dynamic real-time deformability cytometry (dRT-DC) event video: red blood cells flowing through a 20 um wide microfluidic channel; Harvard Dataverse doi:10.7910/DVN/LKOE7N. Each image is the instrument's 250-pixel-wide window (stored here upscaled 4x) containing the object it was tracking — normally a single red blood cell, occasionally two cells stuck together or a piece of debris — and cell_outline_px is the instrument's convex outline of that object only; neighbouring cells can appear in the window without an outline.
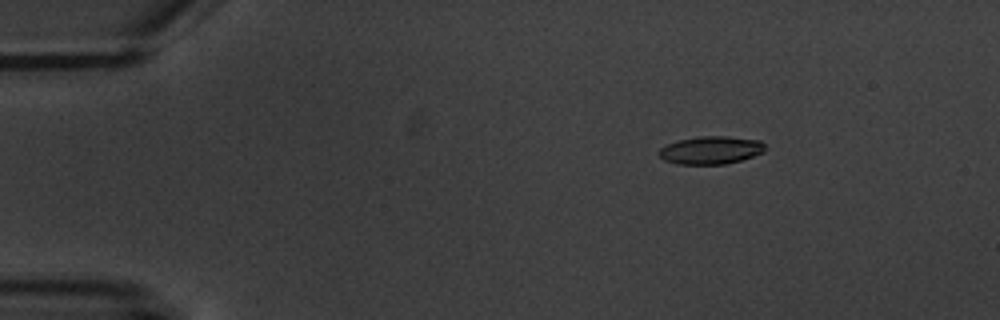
{"species": "common noctule bat (a hibernating species)", "species_latin": "Nyctalus noctula", "temperature_condition": "warm", "stored_images_in_passage": 4, "camera_frame_rate_fps": 3000, "um_per_image_px": 0.085, "animal": {"sex": "male", "body_mass_g": 20.1, "forearm_length_mm": 53.5}, "frame": {"image": 1, "passage_image": 1, "time_ms": 0.0, "image_size_px": [1000, 320], "cell_outline_px": [[764, 152], [740, 160], [724, 164], [676, 164], [664, 160], [656, 152], [660, 148], [668, 144], [680, 140], [700, 136], [728, 136], [760, 140], [764, 144]], "centroid_in_image_um": [60.4, 12.76], "position_along_channel_um": 24.6, "area_um2": 17.17}}
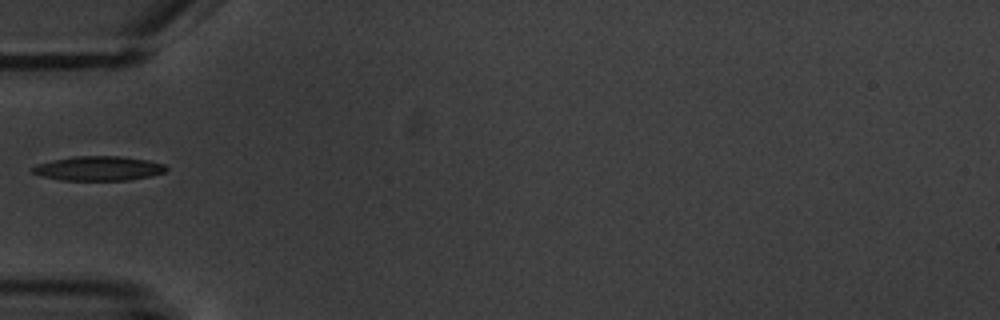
{"frame": {"image": 2, "passage_image": 4, "time_ms": 3.667, "image_size_px": [1000, 320], "cell_outline_px": [[168, 168], [164, 172], [152, 176], [128, 180], [60, 180], [44, 176], [32, 172], [32, 168], [36, 164], [52, 160], [72, 156], [120, 156], [148, 160], [164, 164]], "centroid_in_image_um": [8.39, 14.31], "position_along_channel_um": 76.6, "area_um2": 19.02}}